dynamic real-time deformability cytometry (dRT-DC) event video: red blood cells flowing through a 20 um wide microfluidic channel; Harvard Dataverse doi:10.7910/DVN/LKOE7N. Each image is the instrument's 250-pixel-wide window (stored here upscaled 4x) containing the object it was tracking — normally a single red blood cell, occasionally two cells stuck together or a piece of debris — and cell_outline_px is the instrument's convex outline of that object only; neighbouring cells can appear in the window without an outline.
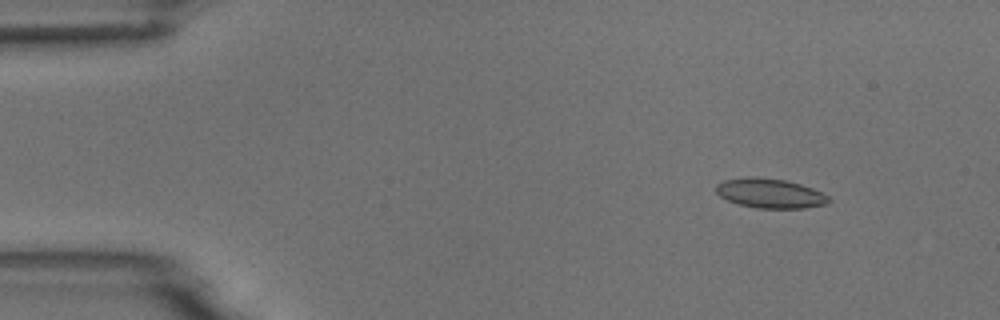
{"species": "common noctule bat (a hibernating species)", "species_latin": "Nyctalus noctula", "temperature_condition": "room temperature", "stored_images_in_passage": 4, "camera_frame_rate_fps": 3000, "um_per_image_px": 0.085, "animal": {"sex": "male", "body_mass_g": 18.8}, "frame": {"image": 1, "passage_image": 1, "time_ms": 0.0, "image_size_px": [1000, 320], "cell_outline_px": [[832, 200], [828, 204], [804, 208], [756, 208], [740, 204], [728, 200], [720, 196], [716, 192], [716, 184], [724, 180], [748, 176], [784, 180], [800, 184], [812, 188], [828, 196]], "centroid_in_image_um": [65.46, 16.43], "position_along_channel_um": 19.5, "area_um2": 19.31}}
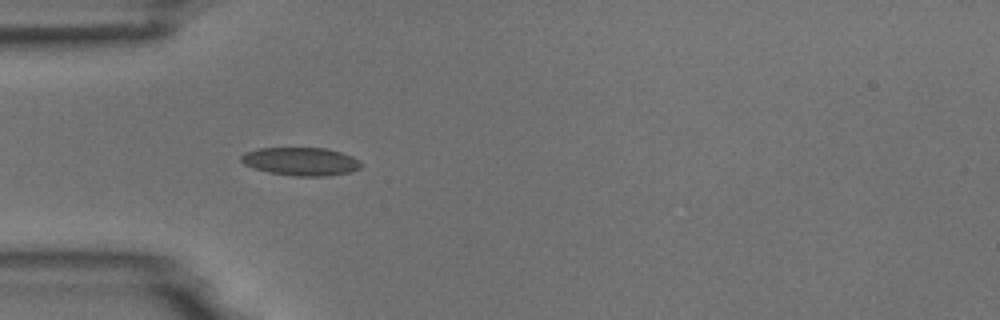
{"frame": {"image": 2, "passage_image": 4, "time_ms": 3.333, "image_size_px": [1000, 320], "cell_outline_px": [[364, 164], [360, 168], [352, 172], [328, 176], [292, 176], [268, 172], [252, 168], [244, 164], [240, 160], [240, 156], [244, 152], [260, 148], [328, 148], [352, 156], [360, 160]], "centroid_in_image_um": [25.59, 13.73], "position_along_channel_um": 59.4, "area_um2": 20.0}}